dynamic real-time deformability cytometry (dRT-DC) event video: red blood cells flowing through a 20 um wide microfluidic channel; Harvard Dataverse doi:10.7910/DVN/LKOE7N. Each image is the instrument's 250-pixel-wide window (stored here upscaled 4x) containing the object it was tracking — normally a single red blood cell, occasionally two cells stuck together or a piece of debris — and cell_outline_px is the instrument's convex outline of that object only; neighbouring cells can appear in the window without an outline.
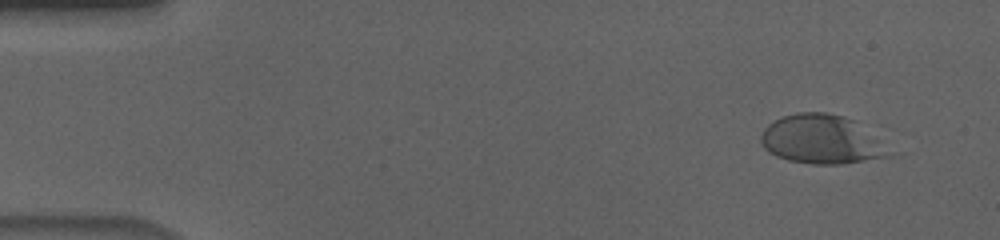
{"species": "human", "species_latin": "Homo sapiens", "temperature_condition": "cold", "stored_images_in_passage": 56, "camera_frame_rate_fps": 3000, "um_per_image_px": 0.085, "donor": {"sex": "male"}, "frame": {"image": 1, "passage_image": 5, "time_ms": 1.333, "image_size_px": [1000, 240], "cell_outline_px": [[896, 152], [892, 156], [840, 164], [812, 164], [788, 160], [776, 156], [768, 152], [760, 144], [760, 136], [764, 128], [768, 124], [784, 116], [796, 112], [824, 112], [844, 116], [852, 120]], "centroid_in_image_um": [69.82, 11.87], "position_along_channel_um": 15.2, "area_um2": 36.59}}
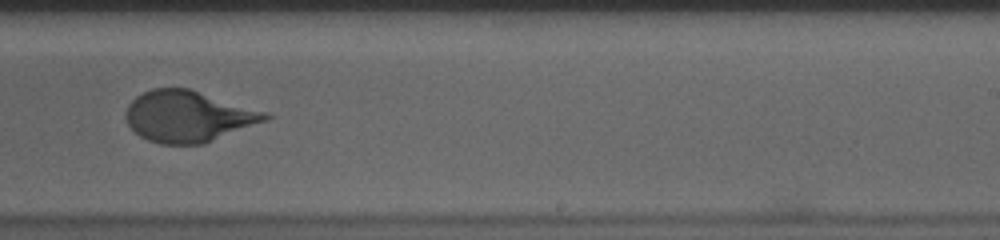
{"frame": {"image": 2, "passage_image": 36, "time_ms": 11.667, "image_size_px": [1000, 240], "cell_outline_px": [[272, 116], [268, 120], [204, 144], [160, 144], [148, 140], [140, 136], [128, 124], [124, 116], [128, 104], [136, 96], [152, 88], [188, 88], [268, 112]], "centroid_in_image_um": [16.0, 9.89], "position_along_channel_um": 273.0, "area_um2": 41.67}}
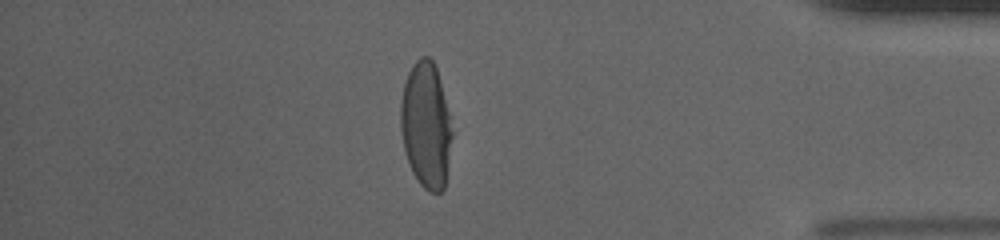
{"frame": {"image": 3, "passage_image": 49, "time_ms": 16.0, "image_size_px": [1000, 240], "cell_outline_px": [[452, 136], [444, 188], [440, 192], [428, 192], [420, 184], [412, 172], [404, 148], [400, 128], [400, 100], [404, 84], [408, 72], [412, 64], [420, 56], [428, 56], [432, 60], [436, 68], [440, 80], [452, 132]], "centroid_in_image_um": [36.18, 10.63], "position_along_channel_um": 399.0, "area_um2": 37.45}, "authors_computed_cell_mechanics": {"area_um2": 39.4774, "velocity_mm_per_s": 3.6614, "shape_relaxation_time_tau1_ms": 4.5224, "shape_relaxation_time_tau2_ms": null, "deformation_change_tau1": 0.1923, "deformation_change_tau2": null}}